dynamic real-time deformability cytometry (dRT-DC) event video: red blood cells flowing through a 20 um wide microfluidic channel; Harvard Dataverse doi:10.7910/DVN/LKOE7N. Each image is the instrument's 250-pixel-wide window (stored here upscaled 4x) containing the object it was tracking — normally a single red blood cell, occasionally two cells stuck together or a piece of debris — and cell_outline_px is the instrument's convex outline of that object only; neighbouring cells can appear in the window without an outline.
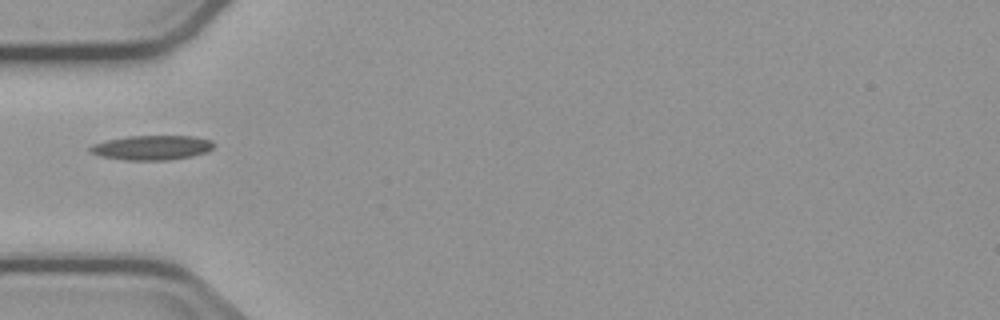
{"species": "common noctule bat (a hibernating species)", "species_latin": "Nyctalus noctula", "temperature_condition": "cold", "stored_images_in_passage": 5, "camera_frame_rate_fps": 3000, "um_per_image_px": 0.085, "animal": {"sex": "male", "body_mass_g": 23.1, "forearm_length_mm": 52.7}, "frame": {"image": 1, "passage_image": 3, "time_ms": 2.333, "image_size_px": [1000, 320], "cell_outline_px": [[216, 144], [208, 152], [192, 156], [168, 160], [128, 160], [104, 156], [92, 152], [88, 148], [92, 144], [108, 140], [128, 136], [192, 136], [212, 140]], "centroid_in_image_um": [12.98, 12.54], "position_along_channel_um": 72.0, "area_um2": 17.57}}
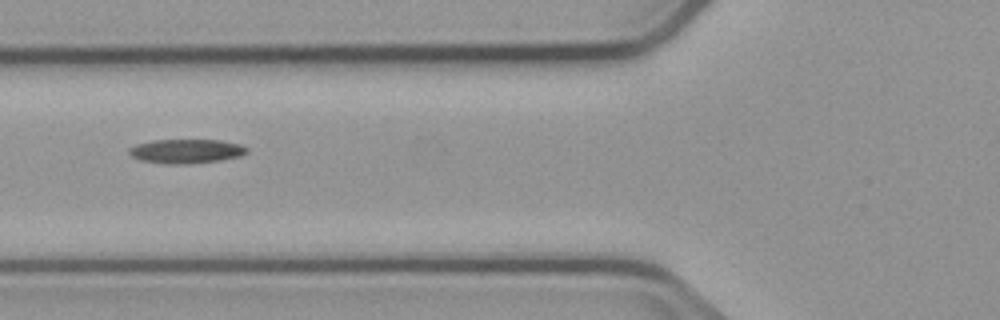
{"frame": {"image": 2, "passage_image": 4, "time_ms": 3.333, "image_size_px": [1000, 320], "cell_outline_px": [[248, 152], [240, 156], [220, 160], [188, 164], [168, 164], [140, 160], [132, 156], [128, 152], [128, 148], [136, 144], [152, 140], [220, 140], [240, 144], [248, 148]], "centroid_in_image_um": [15.82, 12.85], "position_along_channel_um": 110.0, "area_um2": 16.65}}
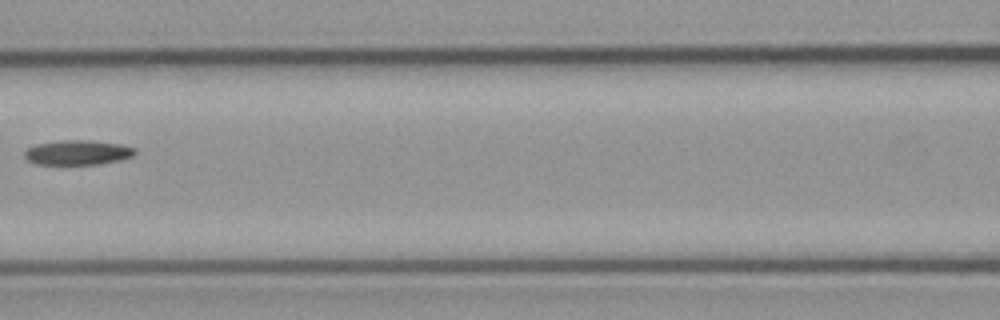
{"frame": {"image": 3, "passage_image": 5, "time_ms": 4.667, "image_size_px": [1000, 320], "cell_outline_px": [[136, 152], [132, 156], [120, 160], [100, 164], [36, 164], [28, 160], [24, 156], [24, 152], [28, 148], [36, 144], [60, 140], [92, 140], [120, 144], [136, 148]], "centroid_in_image_um": [6.61, 12.96], "position_along_channel_um": 160.0, "area_um2": 15.95}}